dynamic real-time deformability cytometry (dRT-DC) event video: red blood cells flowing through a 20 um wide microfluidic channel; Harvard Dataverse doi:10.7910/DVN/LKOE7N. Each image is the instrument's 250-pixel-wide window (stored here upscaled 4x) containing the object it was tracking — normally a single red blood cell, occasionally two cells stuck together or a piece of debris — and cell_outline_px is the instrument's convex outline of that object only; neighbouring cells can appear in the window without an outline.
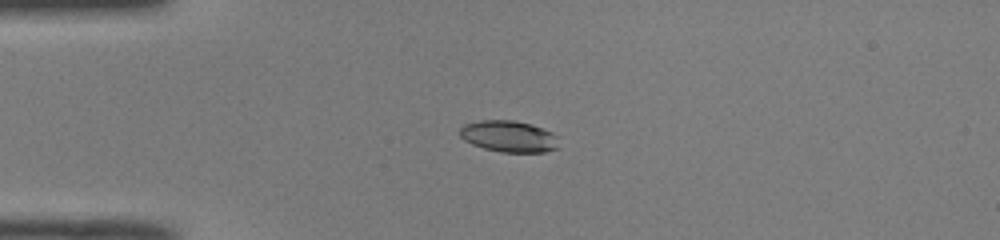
{"species": "common noctule bat (a hibernating species)", "species_latin": "Nyctalus noctula", "temperature_condition": "room temperature", "stored_images_in_passage": 39, "camera_frame_rate_fps": 3000, "um_per_image_px": 0.085, "animal": {"sex": "male", "body_mass_g": 19.0, "forearm_length_mm": 50.8}, "frame": {"image": 1, "passage_image": 1, "time_ms": 0.0, "image_size_px": [1000, 240], "cell_outline_px": [[560, 148], [544, 152], [504, 152], [484, 148], [472, 144], [464, 140], [460, 136], [460, 128], [464, 124], [480, 120], [512, 120], [532, 124], [552, 132], [556, 136]], "centroid_in_image_um": [43.27, 11.59], "position_along_channel_um": 41.7, "area_um2": 18.21}}
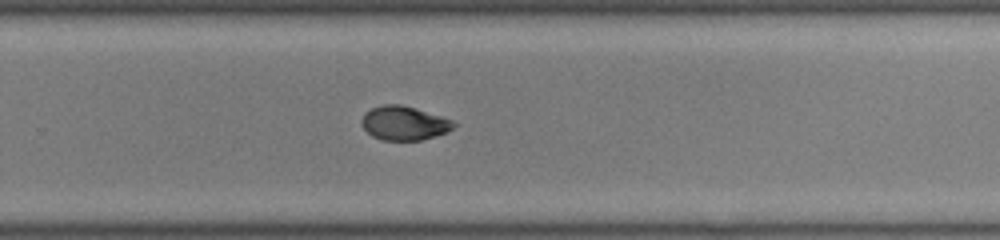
{"frame": {"image": 2, "passage_image": 22, "time_ms": 7.0, "image_size_px": [1000, 240], "cell_outline_px": [[456, 124], [452, 128], [444, 132], [420, 140], [384, 140], [372, 136], [360, 124], [360, 120], [372, 108], [384, 104], [400, 104], [416, 108], [452, 120]], "centroid_in_image_um": [34.31, 10.46], "position_along_channel_um": 295.5, "area_um2": 17.86}}
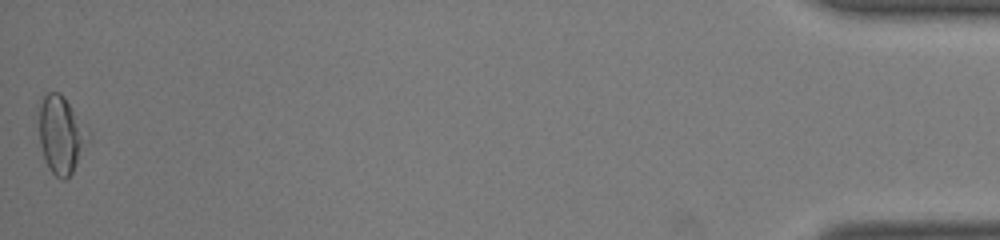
{"frame": {"image": 3, "passage_image": 39, "time_ms": 12.667, "image_size_px": [1000, 240], "cell_outline_px": [[92, 136], [72, 172], [64, 180], [60, 180], [48, 168], [40, 144], [40, 96], [44, 92], [60, 92], [64, 96]], "centroid_in_image_um": [5.2, 11.43], "position_along_channel_um": 430.0, "area_um2": 22.2}, "authors_computed_cell_mechanics": {"area_um2": 18.5538, "velocity_mm_per_s": 4.0203, "shape_relaxation_time_tau1_ms": null, "shape_relaxation_time_tau2_ms": 3.1827, "deformation_change_tau1": null, "deformation_change_tau2": 0.0572}}